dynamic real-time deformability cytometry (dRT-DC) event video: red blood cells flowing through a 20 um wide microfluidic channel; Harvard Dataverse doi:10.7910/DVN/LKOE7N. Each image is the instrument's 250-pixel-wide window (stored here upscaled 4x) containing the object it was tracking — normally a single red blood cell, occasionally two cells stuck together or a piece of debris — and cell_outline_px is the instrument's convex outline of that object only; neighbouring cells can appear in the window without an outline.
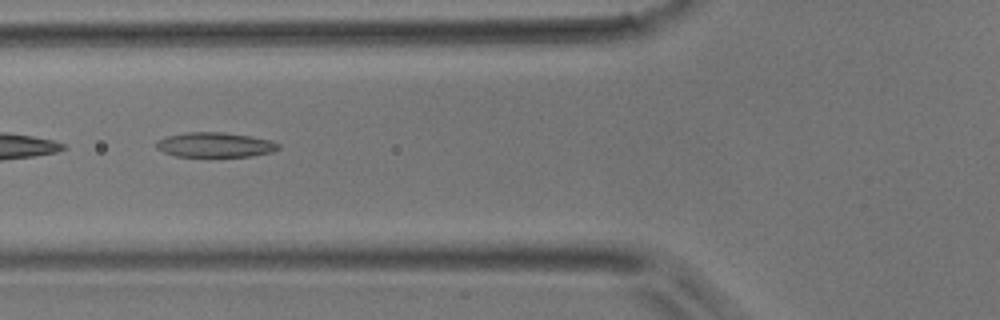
{"species": "common noctule bat (a hibernating species)", "species_latin": "Nyctalus noctula", "temperature_condition": "room temperature", "stored_images_in_passage": 21, "camera_frame_rate_fps": 3000, "um_per_image_px": 0.085, "animal": {"sex": "male", "body_mass_g": 17.9}, "frame": {"image": 1, "passage_image": 18, "time_ms": 5.667, "image_size_px": [1000, 320], "cell_outline_px": [[280, 148], [272, 152], [252, 156], [176, 156], [164, 152], [156, 148], [156, 140], [168, 136], [188, 132], [224, 132], [252, 136], [272, 140], [280, 144]], "centroid_in_image_um": [18.31, 12.3], "position_along_channel_um": 107.5, "area_um2": 17.69}}